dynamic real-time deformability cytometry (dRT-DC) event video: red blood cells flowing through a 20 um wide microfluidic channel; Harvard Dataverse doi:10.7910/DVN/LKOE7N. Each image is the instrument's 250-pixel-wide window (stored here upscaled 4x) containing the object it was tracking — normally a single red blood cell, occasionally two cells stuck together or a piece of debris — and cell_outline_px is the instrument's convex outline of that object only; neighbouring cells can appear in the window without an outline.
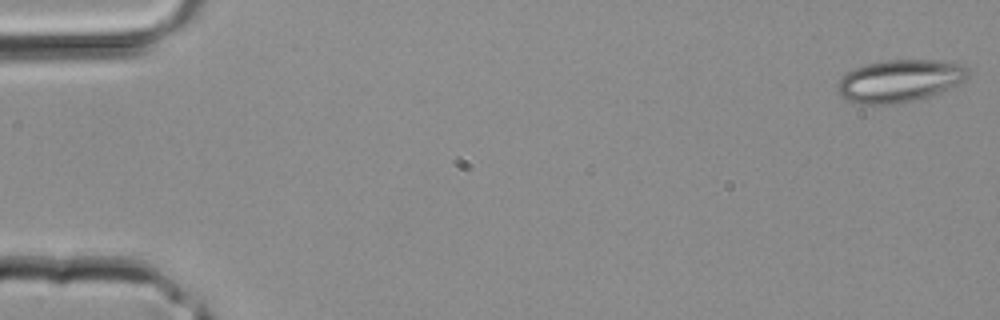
{"species": "common noctule bat (a hibernating species)", "species_latin": "Nyctalus noctula", "temperature_condition": "room temperature", "stored_images_in_passage": 40, "camera_frame_rate_fps": 3000, "um_per_image_px": 0.085, "animal": {"sex": "male", "body_mass_g": 20.4}, "frame": {"image": 1, "passage_image": 1, "time_ms": 0.0, "image_size_px": [1000, 320], "cell_outline_px": [[972, 72], [964, 80], [940, 92], [916, 100], [892, 104], [860, 104], [844, 100], [836, 88], [836, 84], [840, 76], [844, 72], [864, 64], [884, 60], [936, 60], [964, 64]], "centroid_in_image_um": [76.42, 6.86], "position_along_channel_um": 8.6, "area_um2": 32.66}}
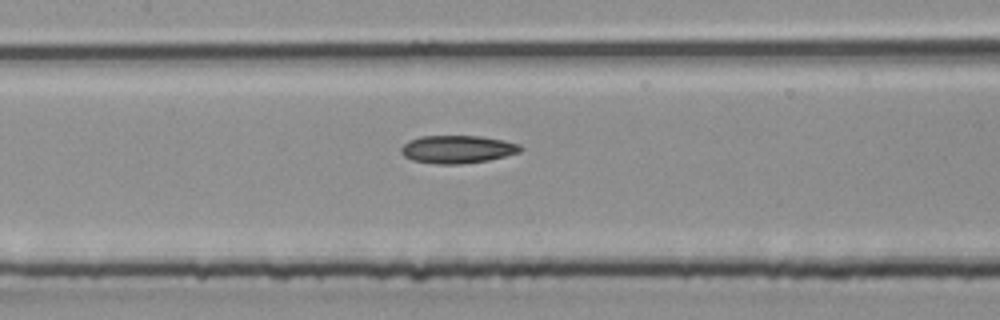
{"frame": {"image": 2, "passage_image": 19, "time_ms": 6.0, "image_size_px": [1000, 320], "cell_outline_px": [[524, 148], [520, 152], [488, 160], [460, 164], [436, 164], [412, 160], [404, 156], [400, 152], [400, 148], [408, 140], [420, 136], [484, 136], [504, 140], [520, 144]], "centroid_in_image_um": [38.88, 12.68], "position_along_channel_um": 168.5, "area_um2": 19.54}}
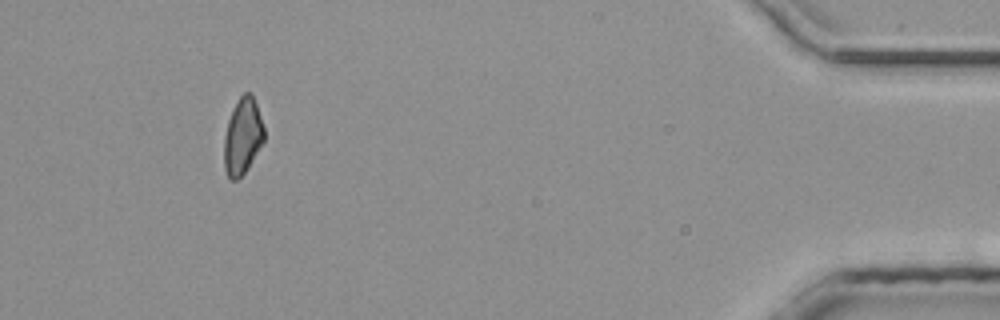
{"frame": {"image": 3, "passage_image": 37, "time_ms": 12.0, "image_size_px": [1000, 320], "cell_outline_px": [[264, 140], [252, 160], [244, 172], [236, 180], [228, 180], [224, 168], [224, 136], [228, 120], [240, 96], [244, 92], [252, 92], [264, 128]], "centroid_in_image_um": [20.6, 11.59], "position_along_channel_um": 414.6, "area_um2": 17.57}}